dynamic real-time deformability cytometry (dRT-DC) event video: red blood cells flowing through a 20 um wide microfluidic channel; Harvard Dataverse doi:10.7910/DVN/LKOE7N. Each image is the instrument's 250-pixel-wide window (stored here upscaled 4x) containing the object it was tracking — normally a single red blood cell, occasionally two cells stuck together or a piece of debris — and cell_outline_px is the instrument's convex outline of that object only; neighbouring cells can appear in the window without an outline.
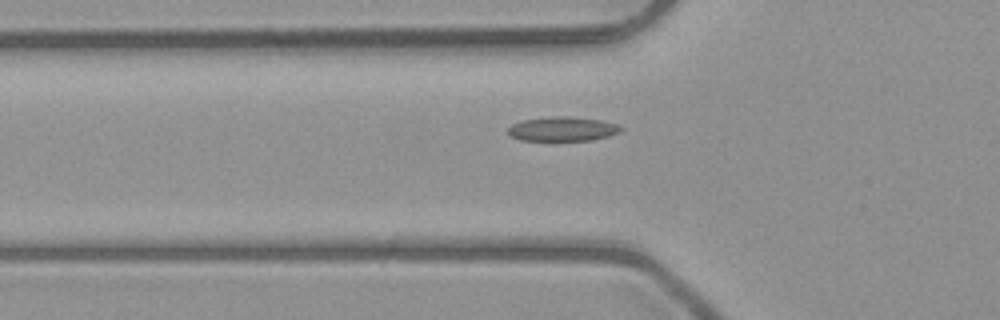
{"species": "common noctule bat (a hibernating species)", "species_latin": "Nyctalus noctula", "temperature_condition": "room temperature", "stored_images_in_passage": 31, "camera_frame_rate_fps": 3000, "um_per_image_px": 0.085, "animal": {"sex": "male", "body_mass_g": 23.1, "forearm_length_mm": 52.7}, "frame": {"image": 1, "passage_image": 2, "time_ms": 0.333, "image_size_px": [1000, 320], "cell_outline_px": [[624, 128], [620, 132], [608, 136], [592, 140], [520, 140], [512, 136], [508, 132], [508, 128], [512, 124], [524, 120], [552, 116], [568, 116], [604, 120], [616, 124]], "centroid_in_image_um": [47.86, 10.95], "position_along_channel_um": 77.9, "area_um2": 15.95}}
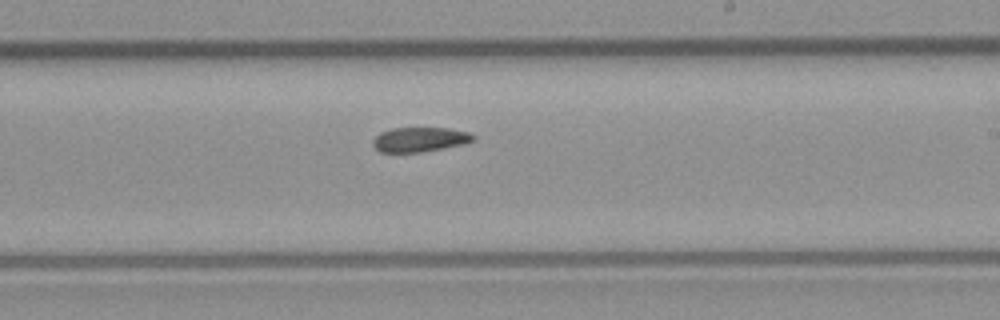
{"frame": {"image": 2, "passage_image": 15, "time_ms": 4.667, "image_size_px": [1000, 320], "cell_outline_px": [[476, 140], [464, 144], [444, 148], [420, 152], [380, 152], [372, 144], [372, 140], [380, 132], [392, 128], [448, 128], [468, 132], [476, 136]], "centroid_in_image_um": [35.7, 11.85], "position_along_channel_um": 253.3, "area_um2": 14.45}}
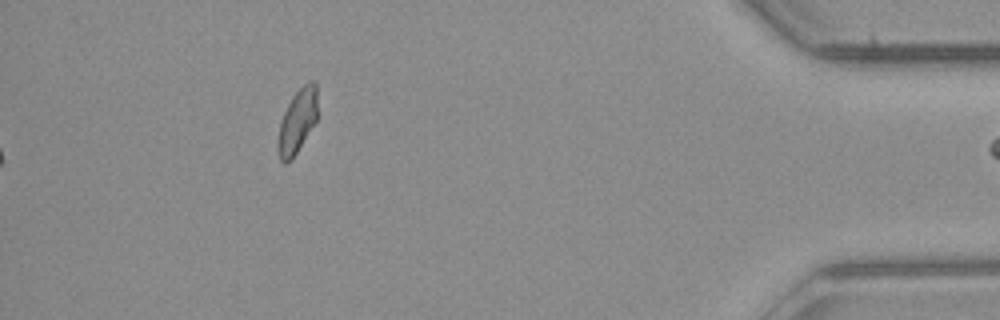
{"frame": {"image": 3, "passage_image": 31, "time_ms": 10.0, "image_size_px": [1000, 320], "cell_outline_px": [[316, 120], [296, 152], [284, 164], [280, 160], [276, 148], [276, 144], [280, 120], [292, 96], [308, 80], [312, 80], [316, 84]], "centroid_in_image_um": [25.23, 10.29], "position_along_channel_um": 410.0, "area_um2": 14.45}, "authors_computed_cell_mechanics": {"area_um2": 15.4904, "velocity_mm_per_s": 4.0179, "shape_relaxation_time_tau1_ms": null, "shape_relaxation_time_tau2_ms": 8.4229, "deformation_change_tau1": null, "deformation_change_tau2": 0.1287}}